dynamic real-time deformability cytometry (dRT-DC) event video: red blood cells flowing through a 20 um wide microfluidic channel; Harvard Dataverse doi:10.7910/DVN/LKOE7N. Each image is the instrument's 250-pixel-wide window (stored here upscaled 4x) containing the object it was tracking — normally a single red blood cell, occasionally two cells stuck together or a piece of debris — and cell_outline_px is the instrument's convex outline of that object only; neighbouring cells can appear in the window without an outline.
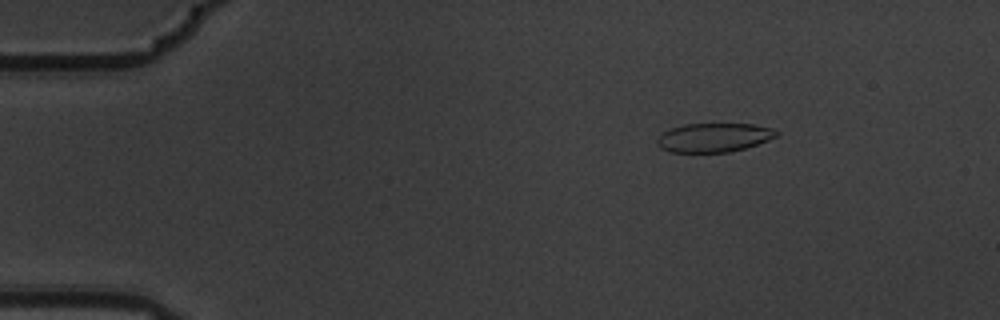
{"species": "common noctule bat (a hibernating species)", "species_latin": "Nyctalus noctula", "temperature_condition": "warm", "stored_images_in_passage": 5, "camera_frame_rate_fps": 3000, "um_per_image_px": 0.085, "animal": {"sex": "male", "body_mass_g": 19.5, "forearm_length_mm": 54.6}, "frame": {"image": 1, "passage_image": 3, "time_ms": 0.667, "image_size_px": [1000, 320], "cell_outline_px": [[780, 136], [744, 148], [728, 152], [668, 152], [660, 148], [656, 144], [656, 140], [664, 132], [672, 128], [684, 124], [752, 124], [772, 128], [780, 132]], "centroid_in_image_um": [60.69, 11.69], "position_along_channel_um": 24.3, "area_um2": 20.11}}